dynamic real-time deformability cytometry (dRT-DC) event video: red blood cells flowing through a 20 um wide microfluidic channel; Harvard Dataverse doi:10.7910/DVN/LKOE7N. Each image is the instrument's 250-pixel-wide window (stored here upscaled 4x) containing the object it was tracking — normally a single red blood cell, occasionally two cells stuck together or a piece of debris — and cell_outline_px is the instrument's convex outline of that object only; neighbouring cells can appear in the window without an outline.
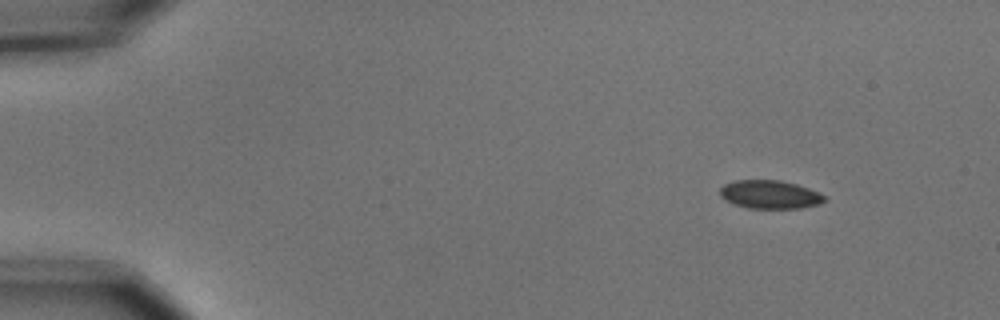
{"species": "common noctule bat (a hibernating species)", "species_latin": "Nyctalus noctula", "temperature_condition": "cold", "stored_images_in_passage": 5, "camera_frame_rate_fps": 3000, "um_per_image_px": 0.085, "animal": {"sex": "male", "body_mass_g": 15.6}, "frame": {"image": 1, "passage_image": 1, "time_ms": 0.0, "image_size_px": [1000, 320], "cell_outline_px": [[828, 200], [820, 204], [800, 208], [748, 208], [736, 204], [720, 196], [720, 188], [724, 184], [732, 180], [780, 180], [796, 184], [808, 188], [824, 196]], "centroid_in_image_um": [65.44, 16.52], "position_along_channel_um": 19.6, "area_um2": 17.17}}
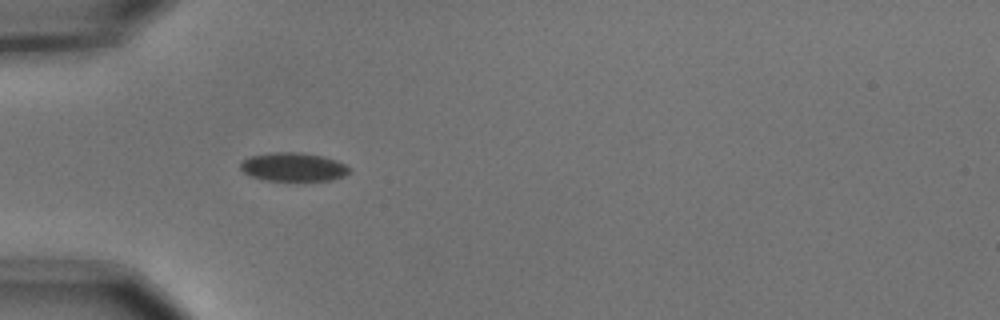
{"frame": {"image": 2, "passage_image": 4, "time_ms": 1.0, "image_size_px": [1000, 320], "cell_outline_px": [[348, 172], [344, 176], [328, 180], [268, 180], [252, 176], [244, 172], [240, 168], [240, 164], [244, 160], [252, 156], [272, 152], [296, 152], [324, 156], [336, 160], [344, 164], [348, 168]], "centroid_in_image_um": [24.92, 14.18], "position_along_channel_um": 60.1, "area_um2": 17.74}}
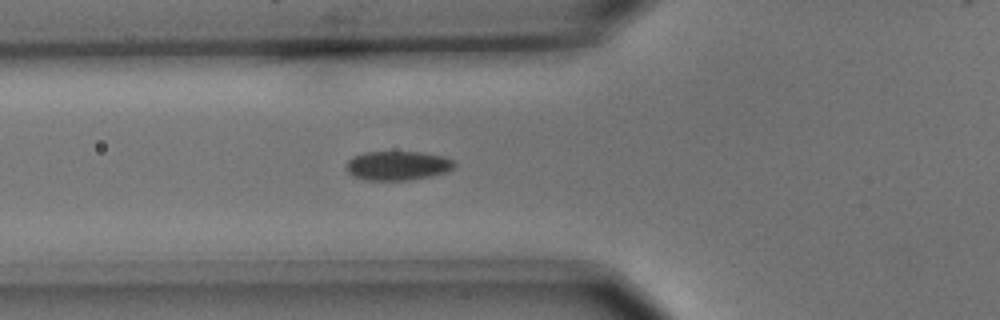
{"frame": {"image": 3, "passage_image": 5, "time_ms": 1.333, "image_size_px": [1000, 320], "cell_outline_px": [[456, 164], [452, 168], [444, 172], [428, 176], [408, 180], [368, 180], [352, 176], [348, 172], [348, 160], [352, 156], [364, 152], [420, 152], [444, 156], [452, 160]], "centroid_in_image_um": [33.78, 14.07], "position_along_channel_um": 92.0, "area_um2": 18.15}}